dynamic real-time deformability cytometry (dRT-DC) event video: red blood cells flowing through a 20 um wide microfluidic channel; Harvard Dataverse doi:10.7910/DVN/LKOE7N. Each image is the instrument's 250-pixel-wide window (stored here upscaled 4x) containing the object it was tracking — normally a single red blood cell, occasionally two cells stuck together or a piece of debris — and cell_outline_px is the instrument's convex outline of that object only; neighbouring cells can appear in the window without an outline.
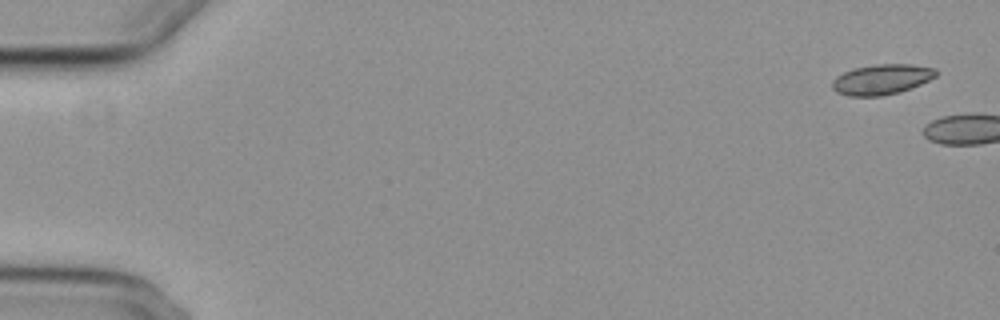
{"species": "common noctule bat (a hibernating species)", "species_latin": "Nyctalus noctula", "temperature_condition": "cold", "stored_images_in_passage": 2, "camera_frame_rate_fps": 3000, "um_per_image_px": 0.085, "animal": {"sex": "female", "body_mass_g": 29.2, "forearm_length_mm": 56.3}, "frame": {"image": 1, "passage_image": 1, "time_ms": 0.0, "image_size_px": [1000, 320], "cell_outline_px": [[936, 76], [920, 84], [900, 92], [880, 96], [848, 96], [836, 92], [832, 88], [832, 80], [836, 76], [852, 68], [876, 64], [912, 64], [936, 68]], "centroid_in_image_um": [74.91, 6.74], "position_along_channel_um": 10.1, "area_um2": 18.38}}